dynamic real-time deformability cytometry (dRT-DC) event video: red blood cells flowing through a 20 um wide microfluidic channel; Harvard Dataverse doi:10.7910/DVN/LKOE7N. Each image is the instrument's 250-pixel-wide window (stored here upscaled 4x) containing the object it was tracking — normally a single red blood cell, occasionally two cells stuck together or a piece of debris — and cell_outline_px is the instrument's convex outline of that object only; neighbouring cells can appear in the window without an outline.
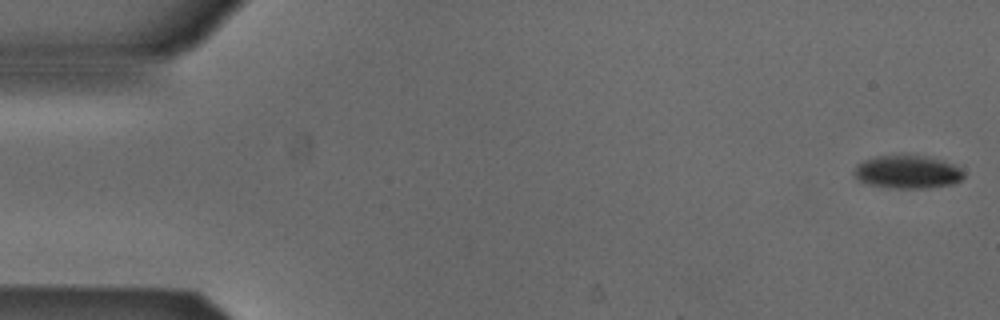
{"species": "Egyptian fruit bat (a non-hibernating species)", "species_latin": "Rousettus aegyptiacus", "temperature_condition": "cold", "stored_images_in_passage": 53, "camera_frame_rate_fps": 3000, "um_per_image_px": 0.085, "animal": {"sex": "male"}, "frame": {"image": 1, "passage_image": 1, "time_ms": 0.0, "image_size_px": [1000, 320], "cell_outline_px": [[964, 176], [960, 180], [952, 184], [928, 188], [892, 188], [868, 184], [860, 180], [852, 172], [856, 164], [864, 160], [876, 156], [900, 152], [928, 156], [944, 160], [960, 168], [964, 172]], "centroid_in_image_um": [77.12, 14.57], "position_along_channel_um": 7.9, "area_um2": 21.85}}
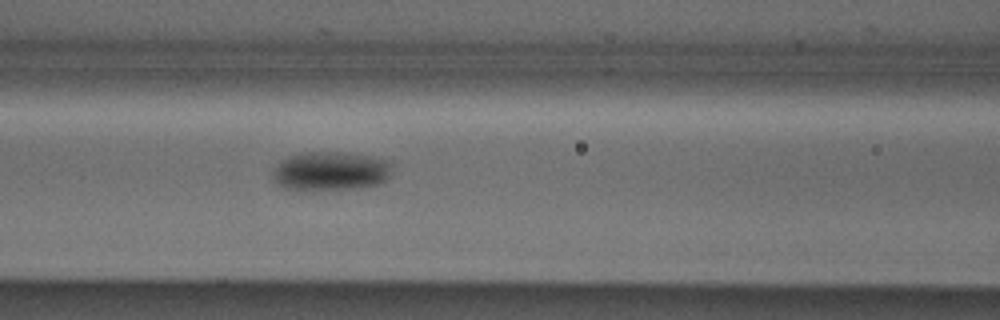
{"frame": {"image": 2, "passage_image": 22, "time_ms": 7.0, "image_size_px": [1000, 320], "cell_outline_px": [[392, 172], [384, 180], [376, 184], [360, 188], [312, 192], [300, 192], [288, 188], [280, 184], [272, 176], [272, 172], [280, 160], [288, 156], [300, 152], [344, 152], [368, 156], [388, 160], [392, 164]], "centroid_in_image_um": [28.07, 14.56], "position_along_channel_um": 138.5, "area_um2": 27.74}}
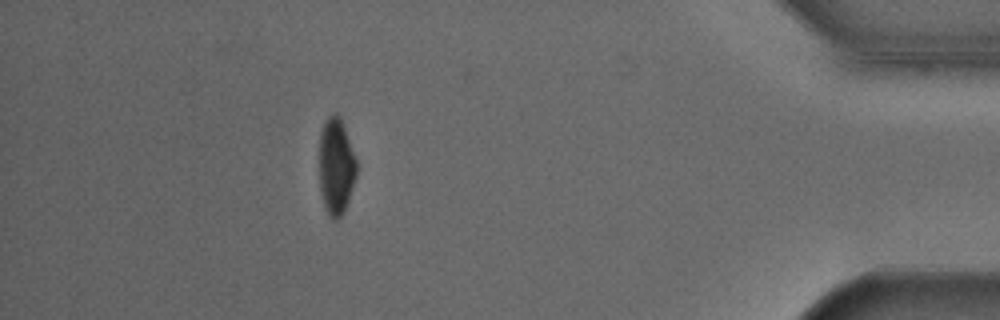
{"frame": {"image": 3, "passage_image": 47, "time_ms": 15.333, "image_size_px": [1000, 320], "cell_outline_px": [[356, 176], [344, 212], [336, 220], [332, 220], [328, 216], [324, 208], [320, 192], [320, 132], [328, 116], [336, 112], [340, 116], [356, 160]], "centroid_in_image_um": [28.55, 14.18], "position_along_channel_um": 406.6, "area_um2": 20.87}, "authors_computed_cell_mechanics": {"area_um2": 23.987, "velocity_mm_per_s": 3.8725, "shape_relaxation_time_tau1_ms": 3.1682, "shape_relaxation_time_tau2_ms": null, "deformation_change_tau1": 0.1102, "deformation_change_tau2": null}}